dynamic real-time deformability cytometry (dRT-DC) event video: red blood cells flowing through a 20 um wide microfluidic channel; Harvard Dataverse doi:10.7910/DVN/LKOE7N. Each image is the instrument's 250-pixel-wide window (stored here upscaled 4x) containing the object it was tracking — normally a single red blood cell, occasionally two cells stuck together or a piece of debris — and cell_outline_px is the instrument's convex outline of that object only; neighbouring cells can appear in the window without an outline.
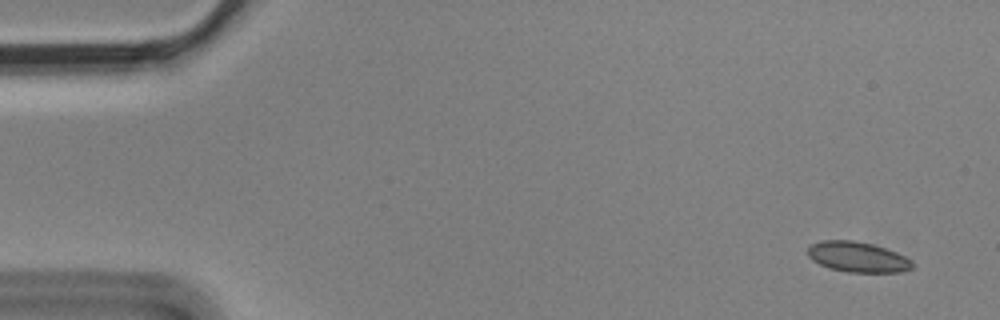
{"species": "Egyptian fruit bat (a non-hibernating species)", "species_latin": "Rousettus aegyptiacus", "temperature_condition": "cold", "stored_images_in_passage": 6, "camera_frame_rate_fps": 3000, "um_per_image_px": 0.085, "animal": {"sex": "male"}, "frame": {"image": 1, "passage_image": 1, "time_ms": 0.0, "image_size_px": [1000, 320], "cell_outline_px": [[916, 264], [912, 268], [900, 272], [848, 272], [828, 268], [812, 260], [808, 256], [808, 248], [812, 244], [820, 240], [852, 240], [872, 244], [896, 252], [912, 260]], "centroid_in_image_um": [72.9, 21.85], "position_along_channel_um": 12.1, "area_um2": 18.55}}
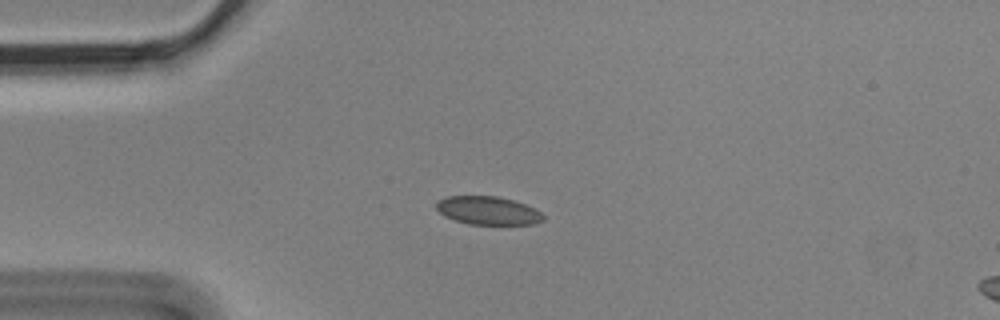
{"frame": {"image": 2, "passage_image": 3, "time_ms": 0.667, "image_size_px": [1000, 320], "cell_outline_px": [[544, 220], [536, 224], [468, 224], [444, 216], [436, 208], [436, 200], [448, 196], [496, 196], [512, 200], [524, 204], [540, 212], [544, 216]], "centroid_in_image_um": [41.45, 17.9], "position_along_channel_um": 43.6, "area_um2": 17.51}}
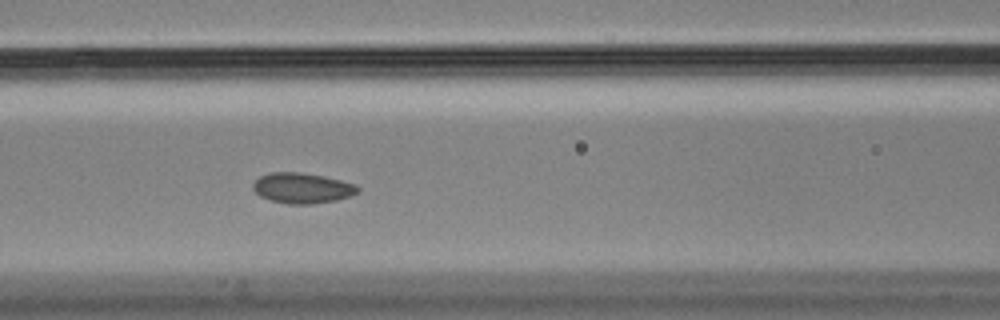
{"frame": {"image": 3, "passage_image": 6, "time_ms": 1.667, "image_size_px": [1000, 320], "cell_outline_px": [[360, 192], [352, 196], [336, 200], [312, 204], [288, 204], [272, 200], [260, 196], [252, 188], [252, 184], [260, 176], [268, 172], [300, 172], [324, 176], [356, 184], [360, 188]], "centroid_in_image_um": [25.72, 15.98], "position_along_channel_um": 140.9, "area_um2": 18.73}}